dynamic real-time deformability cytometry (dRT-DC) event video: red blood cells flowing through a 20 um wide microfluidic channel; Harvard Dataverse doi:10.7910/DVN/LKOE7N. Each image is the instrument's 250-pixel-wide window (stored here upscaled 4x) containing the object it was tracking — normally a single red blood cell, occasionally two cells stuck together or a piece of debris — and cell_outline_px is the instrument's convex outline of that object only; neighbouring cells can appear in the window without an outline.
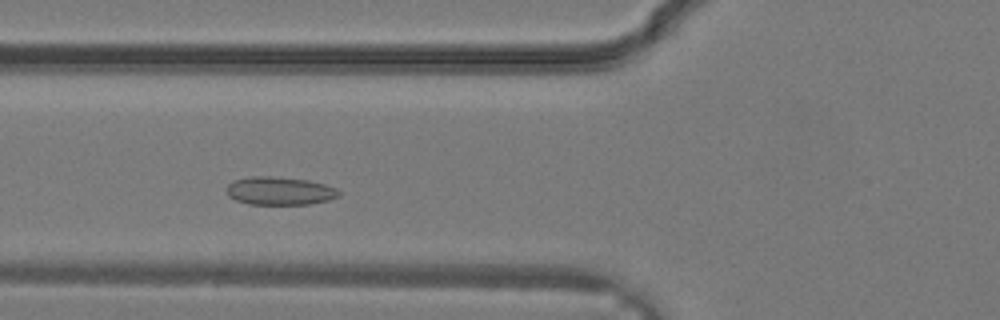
{"species": "common noctule bat (a hibernating species)", "species_latin": "Nyctalus noctula", "temperature_condition": "warm", "stored_images_in_passage": 19, "camera_frame_rate_fps": 3000, "um_per_image_px": 0.085, "animal": {"sex": "male", "body_mass_g": 19.2, "forearm_length_mm": 51.8}, "frame": {"image": 1, "passage_image": 4, "time_ms": 1.0, "image_size_px": [1000, 320], "cell_outline_px": [[340, 196], [328, 200], [308, 204], [248, 204], [236, 200], [228, 196], [228, 184], [232, 180], [248, 176], [272, 176], [308, 180], [324, 184], [336, 188], [340, 192]], "centroid_in_image_um": [23.76, 16.22], "position_along_channel_um": 102.0, "area_um2": 18.44}}
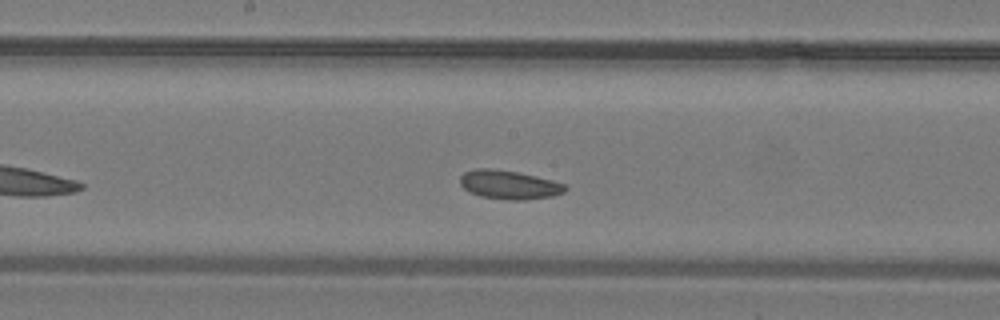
{"frame": {"image": 2, "passage_image": 9, "time_ms": 2.667, "image_size_px": [1000, 320], "cell_outline_px": [[568, 188], [564, 192], [552, 196], [524, 200], [508, 200], [480, 196], [468, 192], [460, 184], [460, 176], [464, 172], [476, 168], [492, 168], [516, 172], [536, 176], [552, 180], [564, 184]], "centroid_in_image_um": [43.25, 15.7], "position_along_channel_um": 205.0, "area_um2": 17.69}}
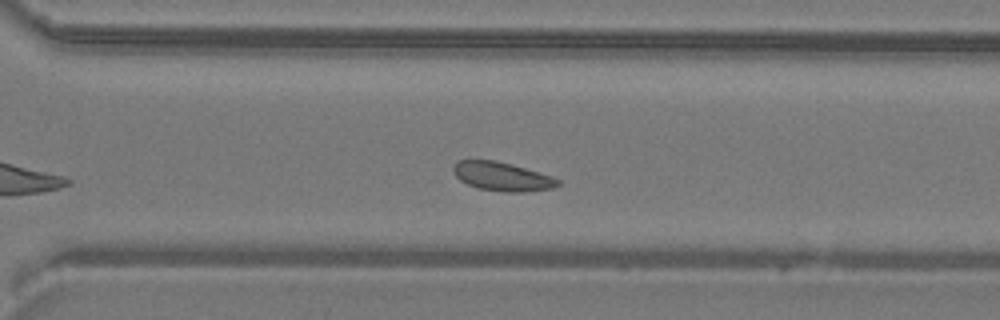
{"frame": {"image": 3, "passage_image": 15, "time_ms": 4.667, "image_size_px": [1000, 320], "cell_outline_px": [[560, 184], [552, 188], [524, 192], [508, 192], [480, 188], [468, 184], [460, 180], [452, 172], [452, 168], [456, 160], [496, 160], [512, 164], [552, 176], [560, 180]], "centroid_in_image_um": [42.67, 14.99], "position_along_channel_um": 327.9, "area_um2": 17.51}}